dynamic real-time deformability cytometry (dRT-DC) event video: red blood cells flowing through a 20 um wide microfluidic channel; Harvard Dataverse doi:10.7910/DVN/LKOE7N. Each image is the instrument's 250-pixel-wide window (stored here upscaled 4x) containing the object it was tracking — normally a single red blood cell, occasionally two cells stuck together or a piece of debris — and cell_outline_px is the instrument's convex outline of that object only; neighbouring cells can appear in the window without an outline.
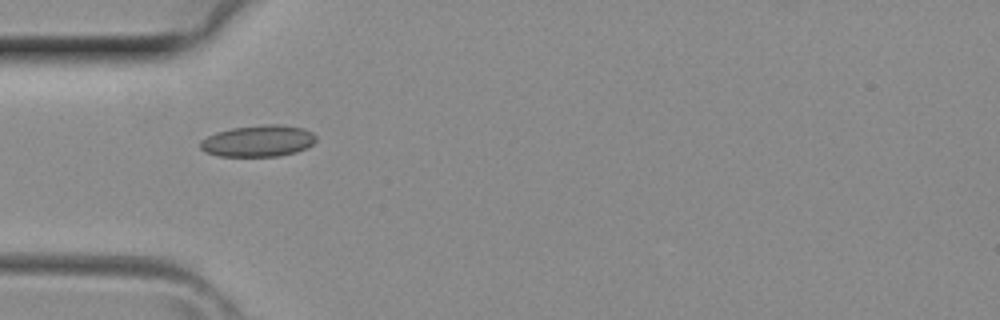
{"species": "common noctule bat (a hibernating species)", "species_latin": "Nyctalus noctula", "temperature_condition": "room temperature", "stored_images_in_passage": 3, "camera_frame_rate_fps": 3000, "um_per_image_px": 0.085, "animal": {"sex": "female", "body_mass_g": 29.2, "forearm_length_mm": 56.3}, "frame": {"image": 1, "passage_image": 3, "time_ms": 0.667, "image_size_px": [1000, 320], "cell_outline_px": [[316, 140], [308, 148], [296, 152], [280, 156], [220, 156], [208, 152], [200, 148], [200, 140], [216, 132], [232, 128], [264, 124], [280, 124], [304, 128], [312, 132], [316, 136]], "centroid_in_image_um": [21.98, 11.97], "position_along_channel_um": 63.0, "area_um2": 21.33}}